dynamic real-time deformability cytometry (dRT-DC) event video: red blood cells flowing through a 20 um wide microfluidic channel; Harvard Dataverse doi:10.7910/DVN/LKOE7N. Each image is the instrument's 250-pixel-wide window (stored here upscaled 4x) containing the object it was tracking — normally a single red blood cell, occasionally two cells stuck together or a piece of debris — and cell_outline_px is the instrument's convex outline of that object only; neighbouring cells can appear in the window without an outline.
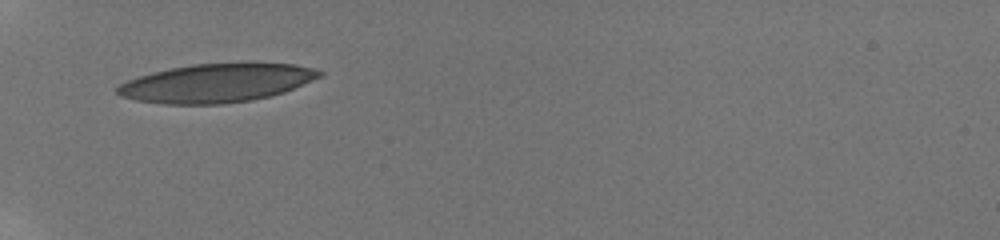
{"species": "human", "species_latin": "Homo sapiens", "temperature_condition": "room temperature", "stored_images_in_passage": 50, "camera_frame_rate_fps": 3000, "um_per_image_px": 0.085, "donor": {"sex": "male"}, "frame": {"image": 1, "passage_image": 1, "time_ms": 0.0, "image_size_px": [1000, 240], "cell_outline_px": [[324, 72], [320, 76], [312, 80], [284, 92], [272, 96], [252, 100], [224, 104], [164, 104], [136, 100], [120, 96], [116, 92], [116, 88], [120, 84], [128, 80], [152, 72], [192, 64], [248, 60], [252, 60], [296, 64], [312, 68]], "centroid_in_image_um": [18.46, 7.02], "position_along_channel_um": 66.5, "area_um2": 46.47}}
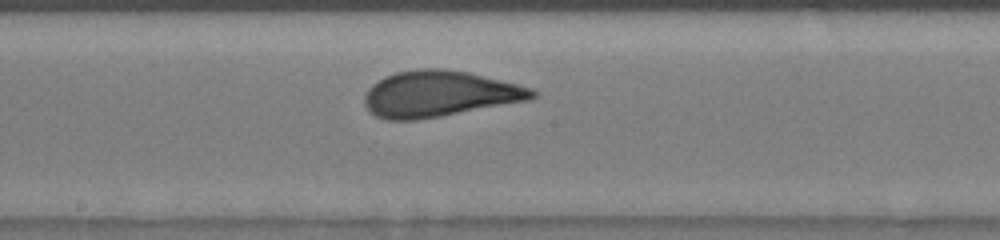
{"frame": {"image": 2, "passage_image": 26, "time_ms": 4.0, "image_size_px": [1000, 240], "cell_outline_px": [[536, 96], [528, 100], [440, 116], [416, 120], [384, 120], [376, 116], [364, 104], [364, 96], [368, 88], [372, 84], [384, 76], [396, 72], [420, 68], [444, 68], [468, 72], [532, 88], [536, 92]], "centroid_in_image_um": [37.29, 7.97], "position_along_channel_um": 210.9, "area_um2": 44.74}}
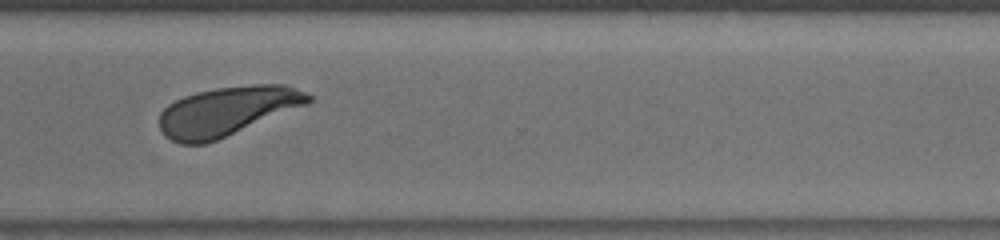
{"frame": {"image": 3, "passage_image": 49, "time_ms": 7.667, "image_size_px": [1000, 240], "cell_outline_px": [[312, 100], [308, 104], [216, 140], [204, 144], [180, 144], [164, 136], [160, 128], [160, 112], [168, 104], [184, 96], [196, 92], [216, 88], [252, 84], [284, 84], [304, 92], [312, 96]], "centroid_in_image_um": [19.29, 9.44], "position_along_channel_um": 351.3, "area_um2": 42.43}}